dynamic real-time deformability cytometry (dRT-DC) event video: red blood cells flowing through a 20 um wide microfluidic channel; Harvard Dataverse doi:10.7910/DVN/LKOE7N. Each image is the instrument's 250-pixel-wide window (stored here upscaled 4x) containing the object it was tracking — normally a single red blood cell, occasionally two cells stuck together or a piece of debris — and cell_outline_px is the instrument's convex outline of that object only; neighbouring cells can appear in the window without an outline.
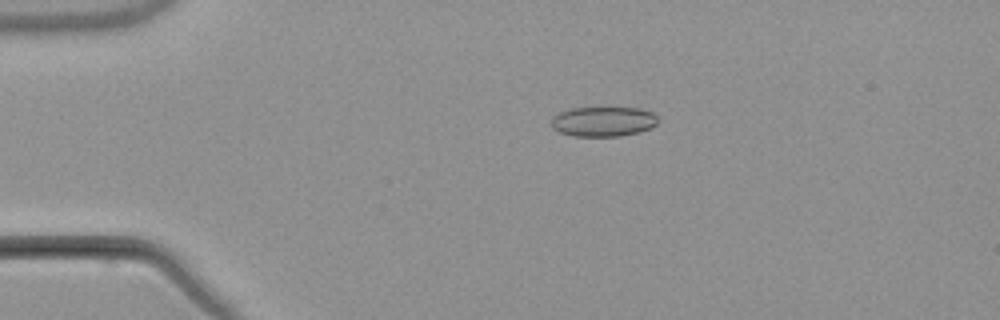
{"species": "common noctule bat (a hibernating species)", "species_latin": "Nyctalus noctula", "temperature_condition": "warm", "stored_images_in_passage": 6, "camera_frame_rate_fps": 3000, "um_per_image_px": 0.085, "animal": {"sex": "male", "body_mass_g": 21.5, "forearm_length_mm": 52.0}, "frame": {"image": 1, "passage_image": 4, "time_ms": 3.667, "image_size_px": [1000, 320], "cell_outline_px": [[656, 124], [652, 128], [640, 132], [620, 136], [572, 136], [560, 132], [552, 128], [552, 116], [568, 108], [640, 108], [652, 112], [656, 116]], "centroid_in_image_um": [51.27, 10.33], "position_along_channel_um": 33.7, "area_um2": 18.61}}
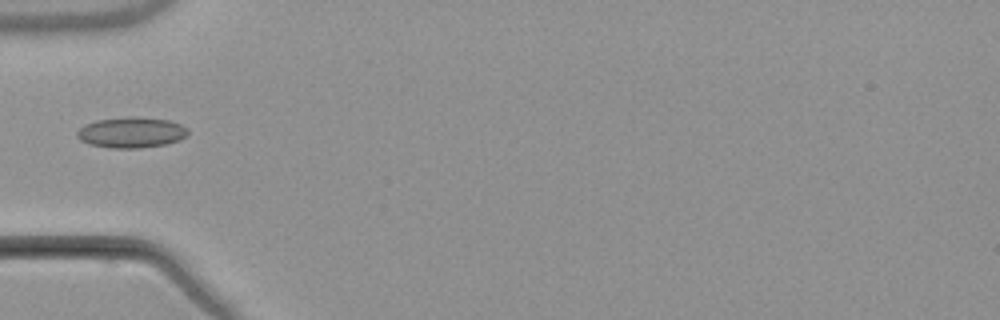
{"frame": {"image": 2, "passage_image": 6, "time_ms": 6.0, "image_size_px": [1000, 320], "cell_outline_px": [[188, 132], [180, 140], [164, 144], [140, 148], [112, 148], [88, 144], [80, 140], [76, 136], [76, 132], [84, 124], [96, 120], [132, 116], [168, 120], [180, 124], [188, 128]], "centroid_in_image_um": [11.13, 11.26], "position_along_channel_um": 73.9, "area_um2": 19.83}}